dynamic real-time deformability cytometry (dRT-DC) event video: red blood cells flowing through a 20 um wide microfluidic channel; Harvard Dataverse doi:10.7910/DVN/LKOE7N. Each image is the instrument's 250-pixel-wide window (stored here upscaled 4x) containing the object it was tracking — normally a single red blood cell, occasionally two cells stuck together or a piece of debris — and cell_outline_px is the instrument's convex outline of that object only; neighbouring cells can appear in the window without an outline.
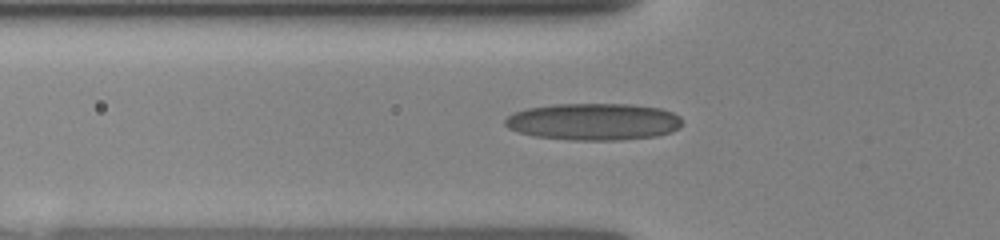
{"species": "human", "species_latin": "Homo sapiens", "temperature_condition": "room temperature", "stored_images_in_passage": 22, "camera_frame_rate_fps": 3000, "um_per_image_px": 0.085, "donor": {"sex": "female"}, "frame": {"image": 1, "passage_image": 13, "time_ms": 5.0, "image_size_px": [1000, 240], "cell_outline_px": [[684, 124], [680, 128], [672, 132], [656, 136], [620, 140], [572, 140], [536, 136], [520, 132], [508, 128], [504, 124], [504, 120], [512, 112], [528, 108], [552, 104], [632, 104], [660, 108], [672, 112], [680, 116]], "centroid_in_image_um": [50.49, 10.34], "position_along_channel_um": 75.3, "area_um2": 38.44}}
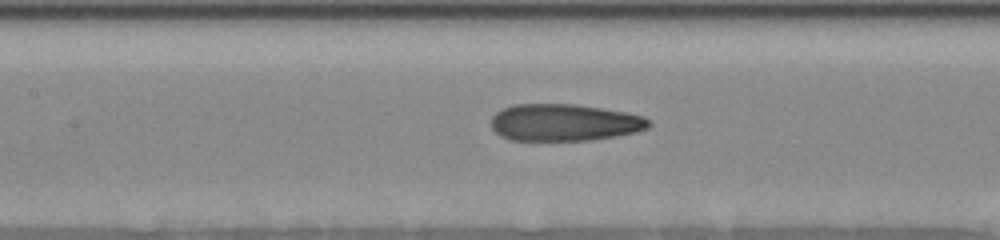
{"frame": {"image": 2, "passage_image": 18, "time_ms": 7.0, "image_size_px": [1000, 240], "cell_outline_px": [[652, 124], [648, 128], [636, 132], [616, 136], [592, 140], [508, 140], [500, 136], [492, 128], [492, 116], [496, 112], [504, 108], [516, 104], [576, 104], [628, 112], [644, 116]], "centroid_in_image_um": [47.99, 10.41], "position_along_channel_um": 159.4, "area_um2": 34.16}}
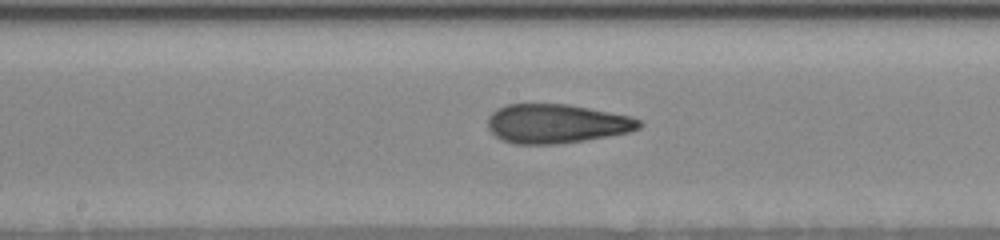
{"frame": {"image": 3, "passage_image": 21, "time_ms": 8.0, "image_size_px": [1000, 240], "cell_outline_px": [[644, 124], [640, 128], [628, 132], [608, 136], [584, 140], [556, 144], [516, 144], [504, 140], [496, 136], [488, 128], [488, 116], [496, 108], [508, 104], [568, 104], [632, 116], [640, 120]], "centroid_in_image_um": [47.31, 10.5], "position_along_channel_um": 200.9, "area_um2": 34.51}}